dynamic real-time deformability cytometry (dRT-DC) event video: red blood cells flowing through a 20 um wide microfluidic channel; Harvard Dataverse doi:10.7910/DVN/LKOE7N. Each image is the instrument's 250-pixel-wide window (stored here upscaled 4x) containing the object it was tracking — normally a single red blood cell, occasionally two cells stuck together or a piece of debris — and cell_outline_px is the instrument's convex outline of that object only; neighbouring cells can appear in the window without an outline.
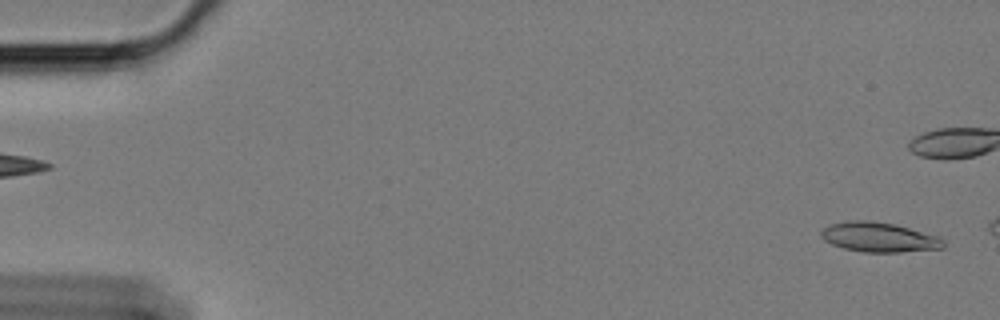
{"species": "Egyptian fruit bat (a non-hibernating species)", "species_latin": "Rousettus aegyptiacus", "temperature_condition": "cold", "stored_images_in_passage": 48, "camera_frame_rate_fps": 3000, "um_per_image_px": 0.085, "animal": {"sex": "female"}, "frame": {"image": 1, "passage_image": 2, "time_ms": 0.333, "image_size_px": [1000, 320], "cell_outline_px": [[944, 248], [900, 252], [864, 252], [844, 248], [832, 244], [824, 240], [820, 236], [820, 232], [828, 224], [844, 220], [868, 220], [896, 224], [936, 236], [944, 240]], "centroid_in_image_um": [74.67, 20.15], "position_along_channel_um": 10.3, "area_um2": 21.21}}
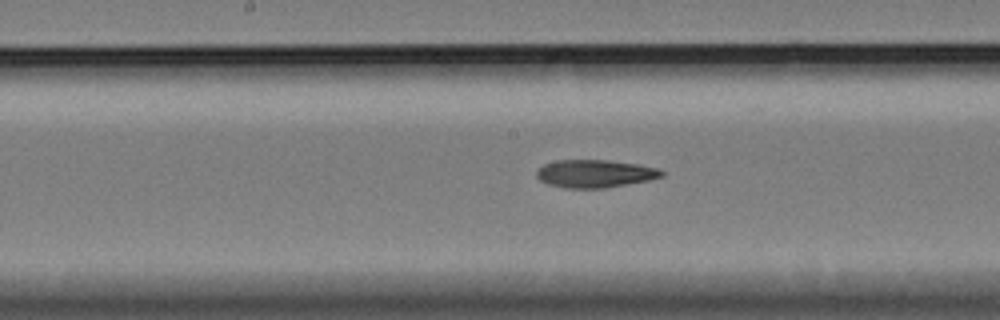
{"frame": {"image": 2, "passage_image": 30, "time_ms": 9.667, "image_size_px": [1000, 320], "cell_outline_px": [[664, 176], [648, 180], [604, 188], [564, 188], [548, 184], [540, 180], [536, 176], [536, 172], [544, 164], [556, 160], [608, 160], [640, 164], [656, 168], [664, 172]], "centroid_in_image_um": [50.56, 14.75], "position_along_channel_um": 197.6, "area_um2": 20.23}}
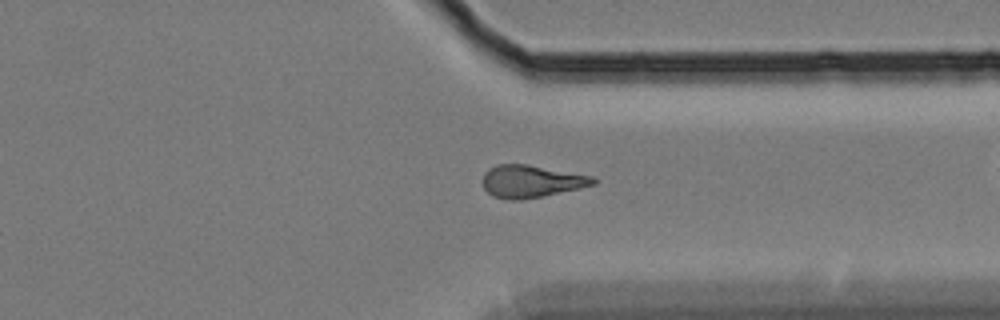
{"frame": {"image": 3, "passage_image": 45, "time_ms": 14.667, "image_size_px": [1000, 320], "cell_outline_px": [[600, 180], [596, 184], [580, 188], [544, 196], [520, 200], [508, 200], [492, 196], [484, 188], [484, 172], [488, 168], [496, 164], [528, 164], [592, 176]], "centroid_in_image_um": [45.17, 15.41], "position_along_channel_um": 366.2, "area_um2": 21.04}}